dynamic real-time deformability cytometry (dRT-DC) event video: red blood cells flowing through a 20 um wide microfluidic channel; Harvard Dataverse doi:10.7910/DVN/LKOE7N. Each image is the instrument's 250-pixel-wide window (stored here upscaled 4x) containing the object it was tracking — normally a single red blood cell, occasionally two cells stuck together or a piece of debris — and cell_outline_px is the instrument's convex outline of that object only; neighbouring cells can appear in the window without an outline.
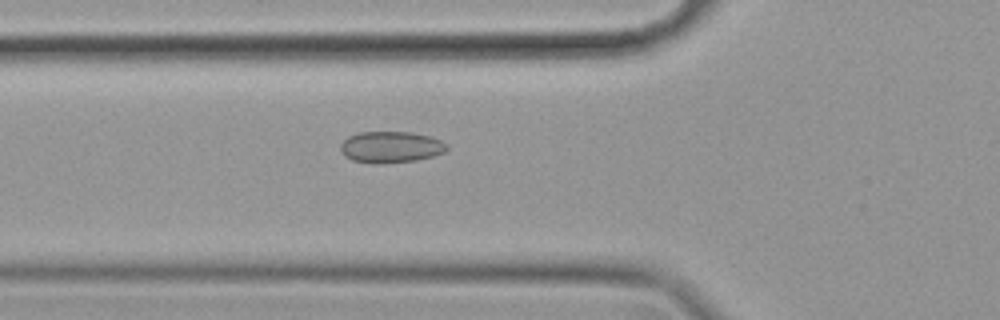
{"species": "common noctule bat (a hibernating species)", "species_latin": "Nyctalus noctula", "temperature_condition": "cold", "stored_images_in_passage": 57, "camera_frame_rate_fps": 3000, "um_per_image_px": 0.085, "animal": {"sex": "female", "body_mass_g": 19.9}, "frame": {"image": 1, "passage_image": 20, "time_ms": 6.333, "image_size_px": [1000, 320], "cell_outline_px": [[448, 148], [444, 152], [432, 156], [416, 160], [380, 164], [352, 160], [344, 156], [340, 152], [340, 144], [348, 136], [360, 132], [412, 132], [432, 136], [448, 144]], "centroid_in_image_um": [33.21, 12.49], "position_along_channel_um": 92.6, "area_um2": 19.59}}
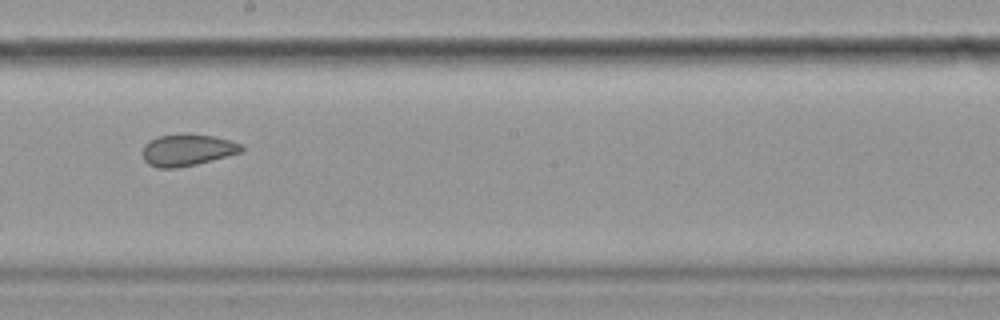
{"frame": {"image": 2, "passage_image": 32, "time_ms": 10.333, "image_size_px": [1000, 320], "cell_outline_px": [[244, 152], [196, 164], [176, 168], [156, 168], [148, 164], [144, 160], [140, 152], [144, 144], [156, 136], [216, 136], [240, 144], [244, 148]], "centroid_in_image_um": [15.88, 12.79], "position_along_channel_um": 232.3, "area_um2": 17.98}}
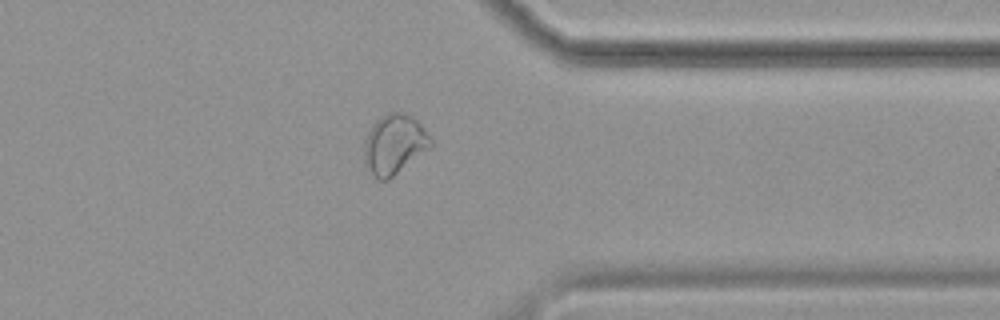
{"frame": {"image": 3, "passage_image": 45, "time_ms": 14.667, "image_size_px": [1000, 320], "cell_outline_px": [[432, 148], [388, 180], [380, 180], [372, 176], [364, 164], [364, 140], [372, 124], [380, 116], [388, 112], [400, 112], [412, 116], [424, 128], [432, 140]], "centroid_in_image_um": [33.51, 12.28], "position_along_channel_um": 377.9, "area_um2": 23.58}, "authors_computed_cell_mechanics": {"area_um2": 20.808, "velocity_mm_per_s": 3.5016, "shape_relaxation_time_tau1_ms": null, "shape_relaxation_time_tau2_ms": 2.1133, "deformation_change_tau1": null, "deformation_change_tau2": 0.0601}}